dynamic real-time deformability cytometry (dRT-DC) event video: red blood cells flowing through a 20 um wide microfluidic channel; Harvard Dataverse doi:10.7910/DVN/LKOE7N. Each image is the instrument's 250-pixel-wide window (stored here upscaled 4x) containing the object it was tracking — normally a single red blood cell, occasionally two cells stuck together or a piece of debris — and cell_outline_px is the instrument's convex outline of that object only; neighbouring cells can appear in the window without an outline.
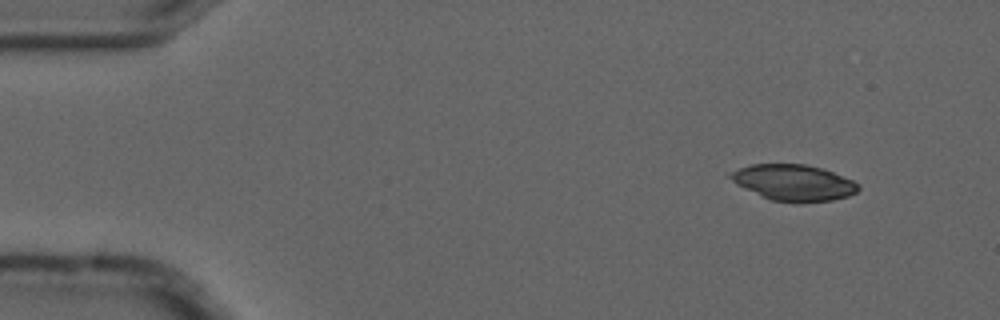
{"species": "common noctule bat (a hibernating species)", "species_latin": "Nyctalus noctula", "temperature_condition": "cold", "stored_images_in_passage": 6, "camera_frame_rate_fps": 3000, "um_per_image_px": 0.085, "animal": {"sex": "male", "forearm_length_mm": 52.5}, "frame": {"image": 1, "passage_image": 1, "time_ms": 0.0, "image_size_px": [1000, 320], "cell_outline_px": [[860, 188], [856, 192], [848, 196], [832, 200], [772, 200], [736, 184], [724, 176], [728, 172], [752, 164], [804, 164], [820, 168], [832, 172], [852, 180], [860, 184]], "centroid_in_image_um": [67.41, 15.48], "position_along_channel_um": 17.6, "area_um2": 26.18}}